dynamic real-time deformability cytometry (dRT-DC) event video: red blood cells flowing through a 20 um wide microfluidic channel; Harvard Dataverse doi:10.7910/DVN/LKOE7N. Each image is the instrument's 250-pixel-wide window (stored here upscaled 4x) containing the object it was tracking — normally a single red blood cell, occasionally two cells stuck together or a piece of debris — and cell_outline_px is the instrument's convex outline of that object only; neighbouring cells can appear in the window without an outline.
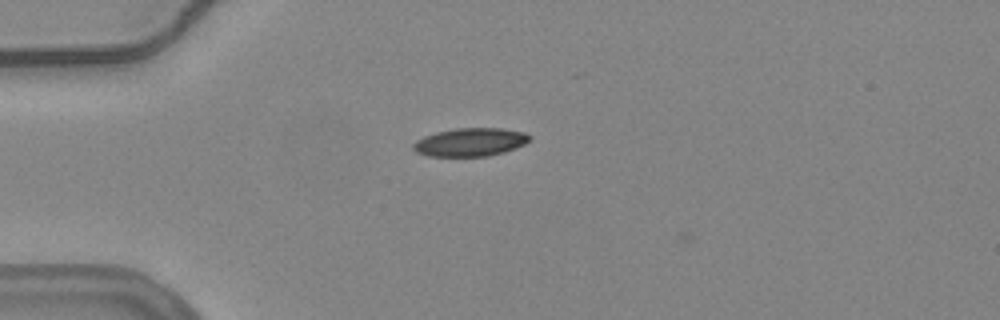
{"species": "common noctule bat (a hibernating species)", "species_latin": "Nyctalus noctula", "temperature_condition": "warm", "stored_images_in_passage": 6, "camera_frame_rate_fps": 3000, "um_per_image_px": 0.085, "animal": {"sex": "female", "body_mass_g": 24.6, "forearm_length_mm": 56.2}, "frame": {"image": 1, "passage_image": 3, "time_ms": 0.667, "image_size_px": [1000, 320], "cell_outline_px": [[532, 136], [524, 144], [504, 152], [488, 156], [428, 156], [416, 152], [412, 148], [412, 144], [416, 140], [424, 136], [436, 132], [456, 128], [500, 128], [524, 132]], "centroid_in_image_um": [39.94, 12.08], "position_along_channel_um": 45.1, "area_um2": 19.13}}